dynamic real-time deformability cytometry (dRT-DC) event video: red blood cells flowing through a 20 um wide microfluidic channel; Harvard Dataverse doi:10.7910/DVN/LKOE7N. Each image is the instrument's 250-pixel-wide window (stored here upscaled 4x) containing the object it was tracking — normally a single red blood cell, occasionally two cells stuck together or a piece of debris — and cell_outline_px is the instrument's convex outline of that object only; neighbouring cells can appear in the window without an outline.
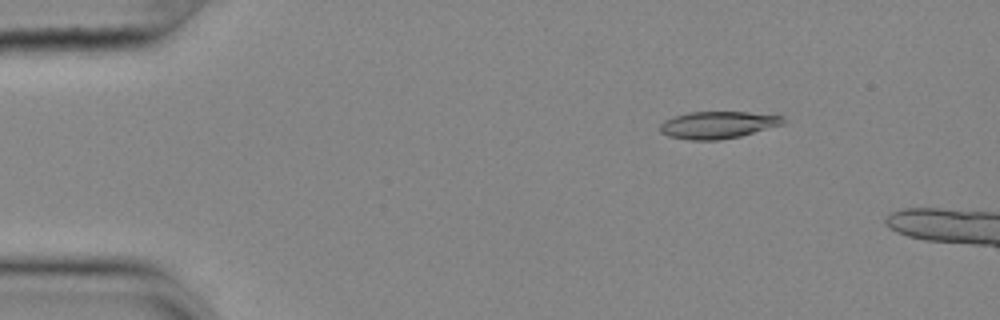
{"species": "common noctule bat (a hibernating species)", "species_latin": "Nyctalus noctula", "temperature_condition": "cold", "stored_images_in_passage": 13, "camera_frame_rate_fps": 3000, "um_per_image_px": 0.085, "animal": {"sex": "female", "body_mass_g": 25.1}, "frame": {"image": 1, "passage_image": 8, "time_ms": 2.333, "image_size_px": [1000, 320], "cell_outline_px": [[784, 124], [740, 136], [716, 140], [688, 140], [668, 136], [660, 132], [660, 124], [664, 120], [688, 112], [748, 112], [784, 116]], "centroid_in_image_um": [61.0, 10.62], "position_along_channel_um": 24.0, "area_um2": 19.42}}